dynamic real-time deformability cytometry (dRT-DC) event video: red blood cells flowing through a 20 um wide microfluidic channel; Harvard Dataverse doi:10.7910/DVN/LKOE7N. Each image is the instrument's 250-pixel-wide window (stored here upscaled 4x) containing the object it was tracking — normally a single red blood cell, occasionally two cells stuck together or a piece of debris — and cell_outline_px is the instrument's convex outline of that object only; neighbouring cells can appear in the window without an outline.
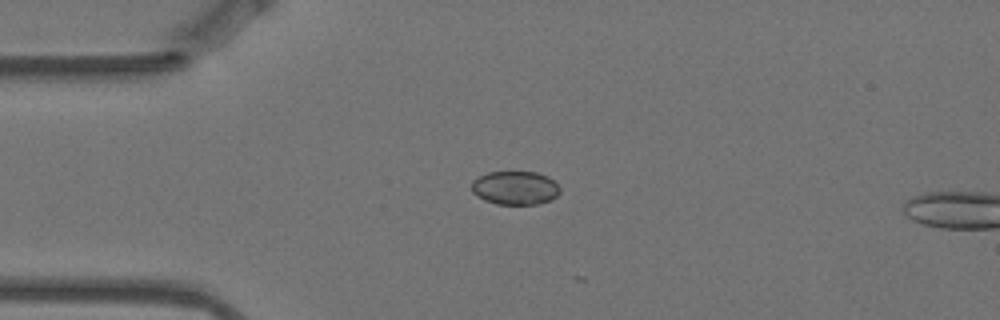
{"species": "Egyptian fruit bat (a non-hibernating species)", "species_latin": "Rousettus aegyptiacus", "temperature_condition": "warm", "stored_images_in_passage": 4, "camera_frame_rate_fps": 3000, "um_per_image_px": 0.085, "animal": {"sex": "female"}, "frame": {"image": 1, "passage_image": 3, "time_ms": 0.667, "image_size_px": [1000, 320], "cell_outline_px": [[560, 192], [552, 200], [536, 204], [496, 204], [484, 200], [476, 196], [472, 192], [472, 180], [488, 172], [536, 172], [548, 176], [560, 188]], "centroid_in_image_um": [43.78, 15.97], "position_along_channel_um": 41.2, "area_um2": 17.34}}